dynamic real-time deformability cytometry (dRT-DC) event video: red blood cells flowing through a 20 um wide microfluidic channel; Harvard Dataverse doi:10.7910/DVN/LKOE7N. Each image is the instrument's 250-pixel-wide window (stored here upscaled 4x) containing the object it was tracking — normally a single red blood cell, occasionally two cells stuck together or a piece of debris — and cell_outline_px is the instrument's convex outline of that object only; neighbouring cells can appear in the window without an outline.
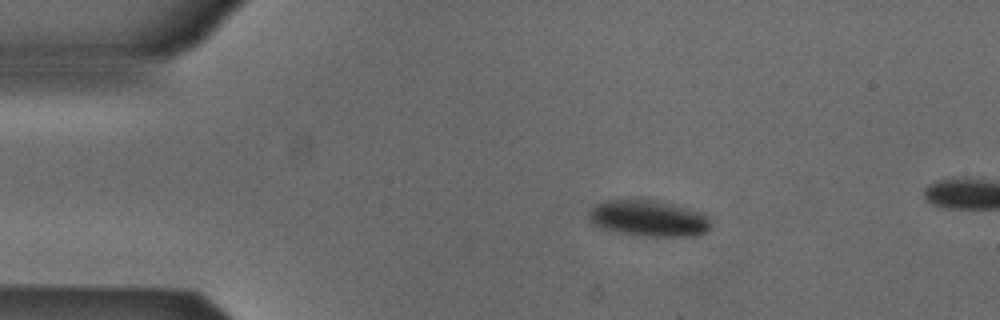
{"species": "Egyptian fruit bat (a non-hibernating species)", "species_latin": "Rousettus aegyptiacus", "temperature_condition": "cold", "stored_images_in_passage": 15, "camera_frame_rate_fps": 3000, "um_per_image_px": 0.085, "animal": {"sex": "male"}, "frame": {"image": 1, "passage_image": 9, "time_ms": 2.667, "image_size_px": [1000, 320], "cell_outline_px": [[708, 228], [704, 232], [696, 236], [644, 236], [620, 232], [600, 228], [592, 224], [588, 220], [588, 212], [596, 204], [604, 200], [656, 200], [672, 204], [700, 212], [708, 216]], "centroid_in_image_um": [55.06, 18.56], "position_along_channel_um": 29.9, "area_um2": 25.49}}